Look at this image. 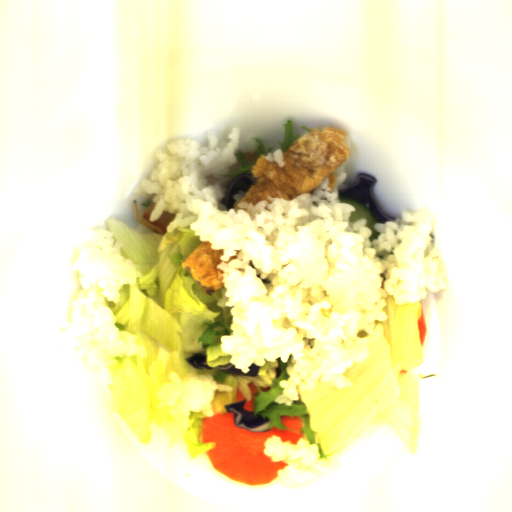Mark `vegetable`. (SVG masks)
<instances>
[{
  "mask_svg": "<svg viewBox=\"0 0 512 512\" xmlns=\"http://www.w3.org/2000/svg\"><path fill=\"white\" fill-rule=\"evenodd\" d=\"M114 236L124 258L130 259L143 277L136 284L119 288L118 303L104 300L111 310L121 342H127L123 332L137 335L136 344L147 348V356L124 354L111 366L112 385L109 408L120 417L143 444L151 441V425L164 427L171 421L169 406H162L158 389L170 382L171 374H210L220 384L230 385V392H216L212 413H228L225 405L241 400L244 410L253 416L269 419L267 430L277 427L291 431L281 418L296 416L304 426L303 440L317 445L319 458L325 451L311 428V415L298 394L290 405L278 404L276 397L283 391L280 381L288 380L286 363L279 358L254 363L248 372L231 364L229 355L221 350V338L231 335V309L226 305V288L206 294L182 263L202 243L190 225L166 231L137 232L113 217L104 220ZM266 430V431H267Z\"/></svg>",
  "mask_w": 512,
  "mask_h": 512,
  "instance_id": "vegetable-1",
  "label": "vegetable"
},
{
  "mask_svg": "<svg viewBox=\"0 0 512 512\" xmlns=\"http://www.w3.org/2000/svg\"><path fill=\"white\" fill-rule=\"evenodd\" d=\"M339 202L348 203L355 208V211L350 214V217H349L350 222L353 223L360 219H367L366 225L372 232L371 236L368 239L370 242H373V241L379 239L381 232H378L374 227V225L378 224V223H377L376 219L374 218L373 214L369 211V209L365 205H363L359 201H356V200H353V199H350V198H347L344 196H339Z\"/></svg>",
  "mask_w": 512,
  "mask_h": 512,
  "instance_id": "vegetable-3",
  "label": "vegetable"
},
{
  "mask_svg": "<svg viewBox=\"0 0 512 512\" xmlns=\"http://www.w3.org/2000/svg\"><path fill=\"white\" fill-rule=\"evenodd\" d=\"M205 418L203 412H190L189 414V431L183 439L192 460L200 454L216 448V442H203L202 426Z\"/></svg>",
  "mask_w": 512,
  "mask_h": 512,
  "instance_id": "vegetable-2",
  "label": "vegetable"
}]
</instances>
